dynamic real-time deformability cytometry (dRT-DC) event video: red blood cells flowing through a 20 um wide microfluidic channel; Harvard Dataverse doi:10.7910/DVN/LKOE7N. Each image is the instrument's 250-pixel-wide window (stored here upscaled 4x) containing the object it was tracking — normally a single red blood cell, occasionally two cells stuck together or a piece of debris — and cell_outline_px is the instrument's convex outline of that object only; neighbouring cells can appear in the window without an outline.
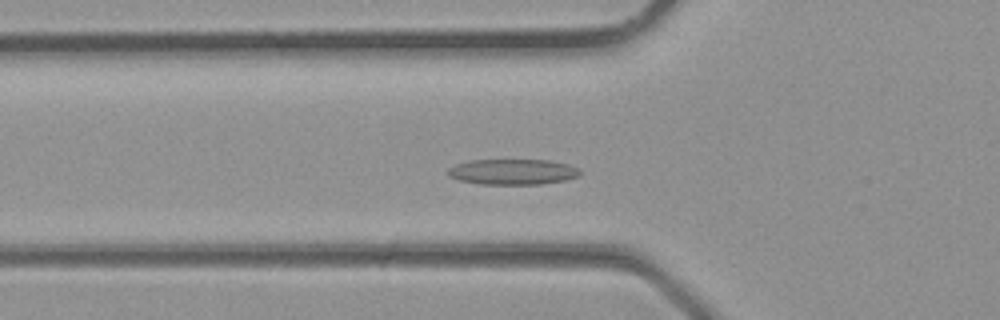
{"species": "common noctule bat (a hibernating species)", "species_latin": "Nyctalus noctula", "temperature_condition": "room temperature", "stored_images_in_passage": 26, "camera_frame_rate_fps": 3000, "um_per_image_px": 0.085, "animal": {"sex": "male", "body_mass_g": 23.1, "forearm_length_mm": 52.7}, "frame": {"image": 1, "passage_image": 3, "time_ms": 0.667, "image_size_px": [1000, 320], "cell_outline_px": [[580, 176], [564, 180], [540, 184], [480, 184], [460, 180], [448, 176], [448, 168], [456, 164], [468, 160], [552, 160], [568, 164], [580, 168]], "centroid_in_image_um": [43.6, 14.6], "position_along_channel_um": 82.2, "area_um2": 19.77}}
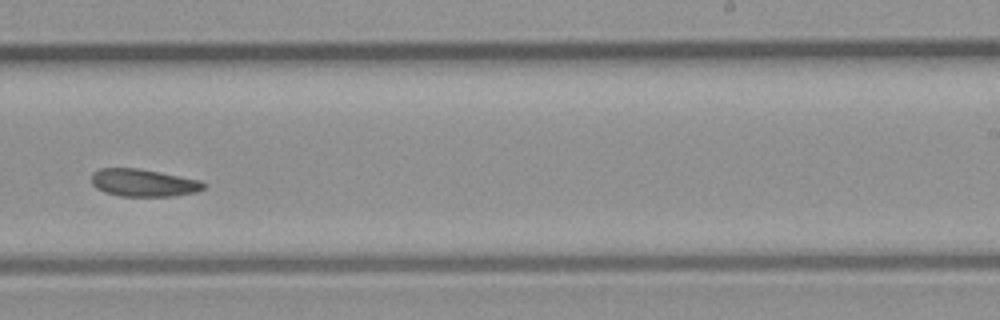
{"frame": {"image": 2, "passage_image": 13, "time_ms": 4.0, "image_size_px": [1000, 320], "cell_outline_px": [[204, 188], [196, 192], [172, 196], [120, 196], [104, 192], [96, 188], [92, 184], [92, 172], [100, 168], [136, 168], [160, 172], [200, 180], [204, 184]], "centroid_in_image_um": [12.16, 15.53], "position_along_channel_um": 276.8, "area_um2": 17.92}}
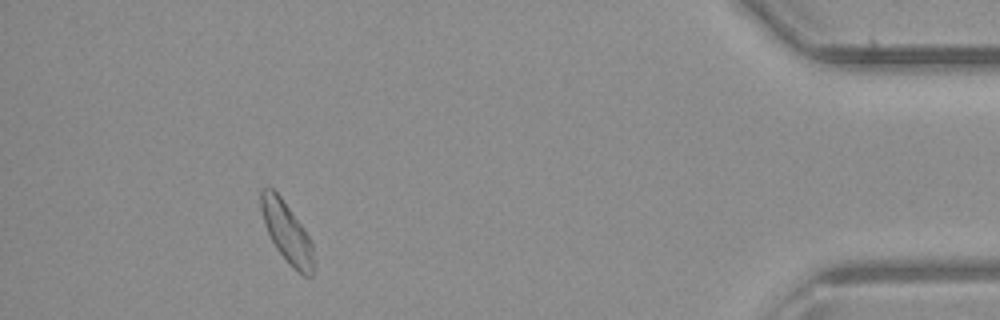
{"frame": {"image": 3, "passage_image": 23, "time_ms": 7.333, "image_size_px": [1000, 320], "cell_outline_px": [[316, 268], [312, 276], [304, 276], [276, 248], [264, 224], [260, 208], [260, 188], [272, 188], [280, 196], [304, 228], [312, 244]], "centroid_in_image_um": [24.39, 19.73], "position_along_channel_um": 410.8, "area_um2": 18.32}}